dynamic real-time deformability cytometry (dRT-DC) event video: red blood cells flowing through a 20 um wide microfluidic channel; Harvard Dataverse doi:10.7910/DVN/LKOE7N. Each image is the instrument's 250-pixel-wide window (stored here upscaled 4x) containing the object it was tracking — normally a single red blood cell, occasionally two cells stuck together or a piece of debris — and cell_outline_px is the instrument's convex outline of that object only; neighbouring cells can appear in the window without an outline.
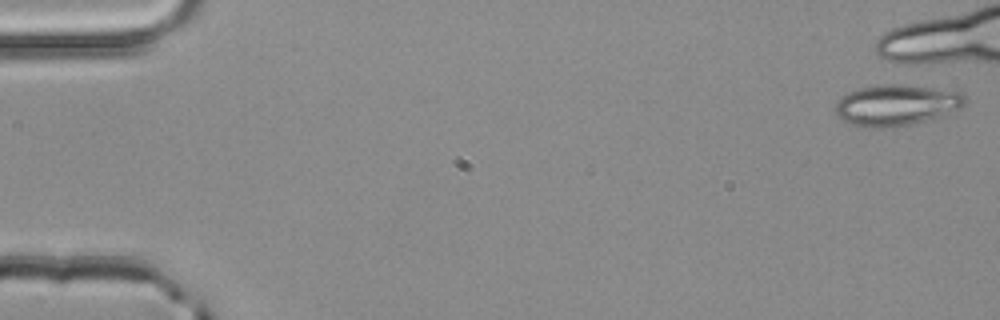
{"species": "common noctule bat (a hibernating species)", "species_latin": "Nyctalus noctula", "temperature_condition": "room temperature", "stored_images_in_passage": 3, "camera_frame_rate_fps": 3000, "um_per_image_px": 0.085, "animal": {"sex": "male", "body_mass_g": 20.4}, "frame": {"image": 1, "passage_image": 1, "time_ms": 0.0, "image_size_px": [1000, 320], "cell_outline_px": [[968, 100], [960, 108], [936, 120], [912, 124], [876, 128], [864, 128], [852, 124], [836, 116], [836, 100], [840, 96], [856, 88], [876, 84], [904, 84], [960, 92]], "centroid_in_image_um": [76.18, 8.93], "position_along_channel_um": 8.8, "area_um2": 31.56}}